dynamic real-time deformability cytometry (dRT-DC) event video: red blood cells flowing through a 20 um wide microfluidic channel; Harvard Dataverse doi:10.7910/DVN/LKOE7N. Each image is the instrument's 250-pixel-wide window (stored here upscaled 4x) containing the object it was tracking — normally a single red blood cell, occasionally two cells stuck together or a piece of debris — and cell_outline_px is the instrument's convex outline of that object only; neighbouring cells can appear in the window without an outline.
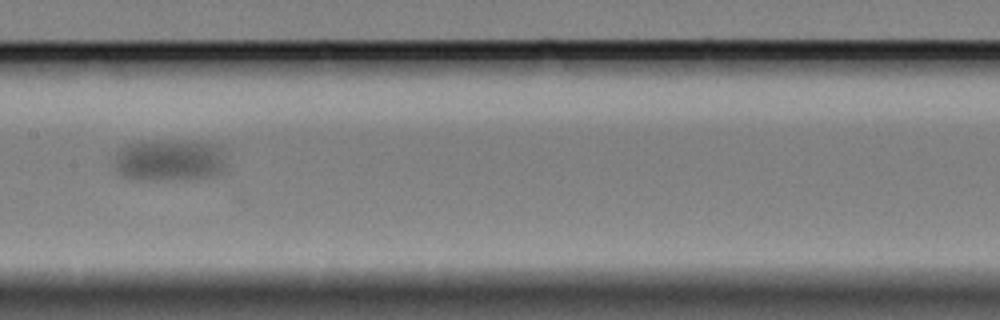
{"species": "Egyptian fruit bat (a non-hibernating species)", "species_latin": "Rousettus aegyptiacus", "temperature_condition": "cold", "stored_images_in_passage": 7, "camera_frame_rate_fps": 3000, "um_per_image_px": 0.085, "animal": {"sex": "female"}, "frame": {"image": 1, "passage_image": 5, "time_ms": 5.667, "image_size_px": [1000, 320], "cell_outline_px": [[228, 152], [224, 164], [220, 172], [208, 176], [132, 176], [120, 172], [116, 160], [116, 152], [124, 144], [136, 140], [196, 140], [224, 144]], "centroid_in_image_um": [14.55, 13.44], "position_along_channel_um": 192.8, "area_um2": 26.47}}
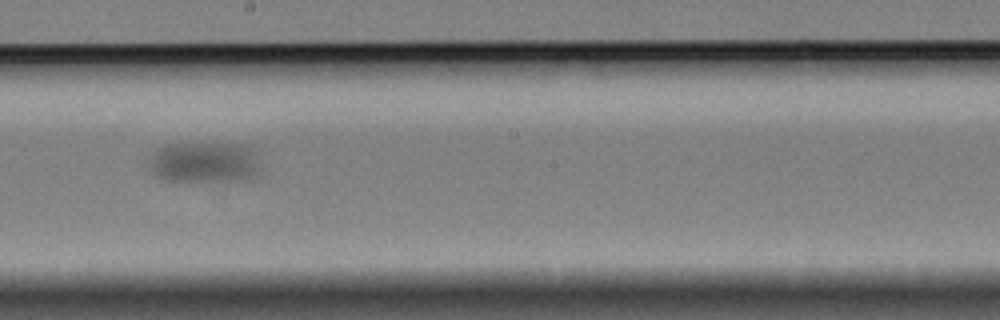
{"frame": {"image": 2, "passage_image": 6, "time_ms": 7.0, "image_size_px": [1000, 320], "cell_outline_px": [[260, 152], [252, 168], [244, 176], [188, 180], [168, 180], [156, 176], [152, 172], [152, 156], [156, 148], [168, 144], [252, 144], [260, 148]], "centroid_in_image_um": [17.3, 13.68], "position_along_channel_um": 230.9, "area_um2": 24.8}}